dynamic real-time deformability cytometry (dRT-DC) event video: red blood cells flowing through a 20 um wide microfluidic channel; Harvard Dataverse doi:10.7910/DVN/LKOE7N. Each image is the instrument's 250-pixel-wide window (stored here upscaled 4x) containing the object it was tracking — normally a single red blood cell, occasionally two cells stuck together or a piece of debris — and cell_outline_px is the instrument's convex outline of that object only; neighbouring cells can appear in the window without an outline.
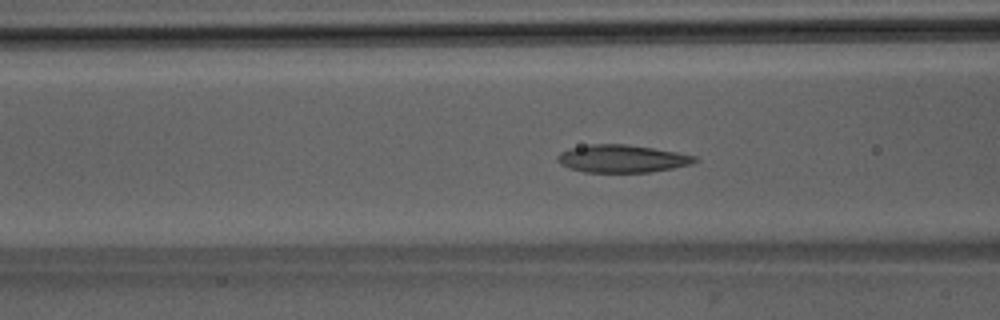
{"species": "Egyptian fruit bat (a non-hibernating species)", "species_latin": "Rousettus aegyptiacus", "temperature_condition": "room temperature", "stored_images_in_passage": 52, "camera_frame_rate_fps": 3000, "um_per_image_px": 0.085, "animal": {"sex": "male"}, "frame": {"image": 1, "passage_image": 20, "time_ms": 6.333, "image_size_px": [1000, 320], "cell_outline_px": [[700, 160], [692, 164], [672, 168], [648, 172], [584, 172], [568, 168], [560, 164], [556, 160], [556, 156], [560, 152], [568, 148], [592, 144], [624, 144], [652, 148], [676, 152], [696, 156]], "centroid_in_image_um": [52.84, 13.49], "position_along_channel_um": 113.8, "area_um2": 22.2}}
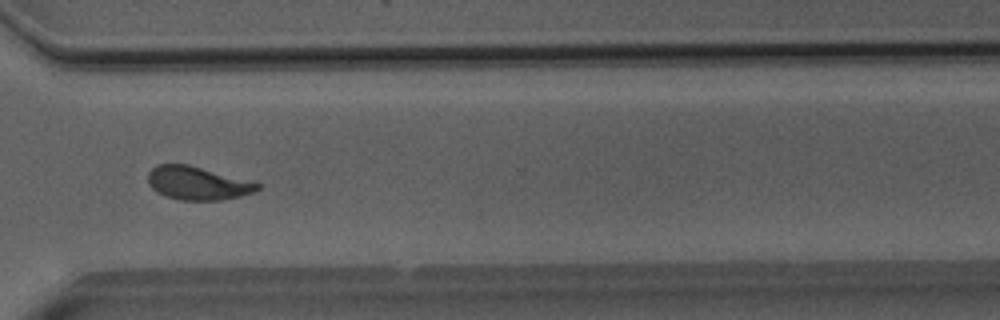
{"frame": {"image": 2, "passage_image": 38, "time_ms": 12.333, "image_size_px": [1000, 320], "cell_outline_px": [[260, 188], [256, 192], [240, 196], [220, 200], [180, 200], [156, 192], [148, 184], [148, 172], [156, 164], [188, 164], [256, 180], [260, 184]], "centroid_in_image_um": [16.86, 15.55], "position_along_channel_um": 353.7, "area_um2": 21.79}}
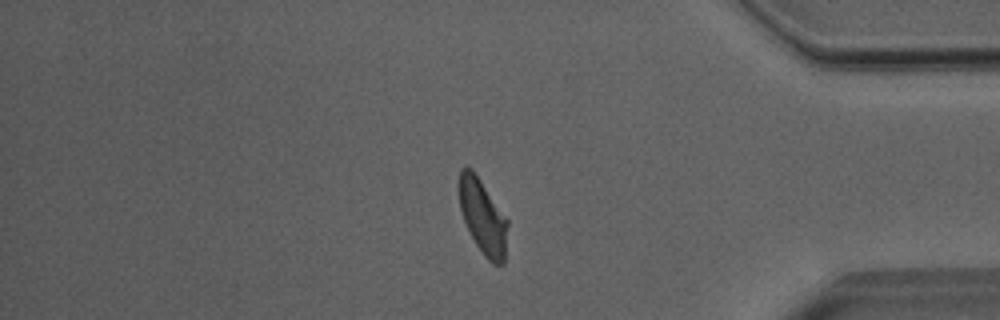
{"frame": {"image": 3, "passage_image": 43, "time_ms": 14.0, "image_size_px": [1000, 320], "cell_outline_px": [[508, 224], [504, 264], [492, 264], [484, 256], [476, 244], [464, 220], [460, 208], [460, 168], [472, 168], [508, 220]], "centroid_in_image_um": [41.06, 18.46], "position_along_channel_um": 394.1, "area_um2": 20.69}, "authors_computed_cell_mechanics": {"area_um2": 22.0507, "velocity_mm_per_s": 4.0021, "shape_relaxation_time_tau1_ms": 4.6332, "shape_relaxation_time_tau2_ms": 1.4096, "deformation_change_tau1": 0.1571, "deformation_change_tau2": 0.072}}